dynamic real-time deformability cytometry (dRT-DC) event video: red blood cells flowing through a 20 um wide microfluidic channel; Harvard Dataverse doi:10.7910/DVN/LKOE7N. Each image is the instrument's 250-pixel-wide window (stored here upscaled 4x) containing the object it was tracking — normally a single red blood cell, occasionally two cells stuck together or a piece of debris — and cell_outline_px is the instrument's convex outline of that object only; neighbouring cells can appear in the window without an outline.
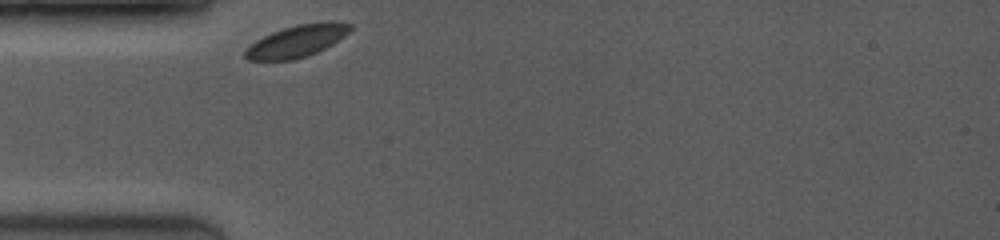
{"species": "common noctule bat (a hibernating species)", "species_latin": "Nyctalus noctula", "temperature_condition": "room temperature", "stored_images_in_passage": 3, "camera_frame_rate_fps": 3500, "um_per_image_px": 0.085, "animal": {"sex": "female", "body_mass_g": 19.0, "forearm_length_mm": 53.3}, "frame": {"image": 1, "passage_image": 1, "time_ms": 0.0, "image_size_px": [1000, 240], "cell_outline_px": [[352, 28], [344, 36], [332, 44], [308, 56], [292, 60], [248, 60], [244, 56], [244, 52], [256, 40], [272, 32], [296, 24], [352, 24]], "centroid_in_image_um": [25.16, 3.54], "position_along_channel_um": 59.8, "area_um2": 18.73}}